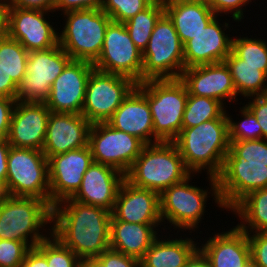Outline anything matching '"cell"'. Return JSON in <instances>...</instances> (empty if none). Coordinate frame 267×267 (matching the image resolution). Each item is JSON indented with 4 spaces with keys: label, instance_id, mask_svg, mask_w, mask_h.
<instances>
[{
    "label": "cell",
    "instance_id": "40",
    "mask_svg": "<svg viewBox=\"0 0 267 267\" xmlns=\"http://www.w3.org/2000/svg\"><path fill=\"white\" fill-rule=\"evenodd\" d=\"M29 249L23 242L0 239V267H21Z\"/></svg>",
    "mask_w": 267,
    "mask_h": 267
},
{
    "label": "cell",
    "instance_id": "19",
    "mask_svg": "<svg viewBox=\"0 0 267 267\" xmlns=\"http://www.w3.org/2000/svg\"><path fill=\"white\" fill-rule=\"evenodd\" d=\"M50 113L45 103L16 101L8 143L16 148L42 150Z\"/></svg>",
    "mask_w": 267,
    "mask_h": 267
},
{
    "label": "cell",
    "instance_id": "49",
    "mask_svg": "<svg viewBox=\"0 0 267 267\" xmlns=\"http://www.w3.org/2000/svg\"><path fill=\"white\" fill-rule=\"evenodd\" d=\"M7 139H0V183L4 186L7 177V158L10 149Z\"/></svg>",
    "mask_w": 267,
    "mask_h": 267
},
{
    "label": "cell",
    "instance_id": "1",
    "mask_svg": "<svg viewBox=\"0 0 267 267\" xmlns=\"http://www.w3.org/2000/svg\"><path fill=\"white\" fill-rule=\"evenodd\" d=\"M111 212L71 198L52 207L51 234L81 260L110 249Z\"/></svg>",
    "mask_w": 267,
    "mask_h": 267
},
{
    "label": "cell",
    "instance_id": "31",
    "mask_svg": "<svg viewBox=\"0 0 267 267\" xmlns=\"http://www.w3.org/2000/svg\"><path fill=\"white\" fill-rule=\"evenodd\" d=\"M164 14L163 0H155L148 8L124 23L133 43L142 52L147 47L156 22Z\"/></svg>",
    "mask_w": 267,
    "mask_h": 267
},
{
    "label": "cell",
    "instance_id": "36",
    "mask_svg": "<svg viewBox=\"0 0 267 267\" xmlns=\"http://www.w3.org/2000/svg\"><path fill=\"white\" fill-rule=\"evenodd\" d=\"M239 113L243 118L239 122L233 121L232 116L227 113L229 142L262 139V129L254 114L245 105L240 108Z\"/></svg>",
    "mask_w": 267,
    "mask_h": 267
},
{
    "label": "cell",
    "instance_id": "52",
    "mask_svg": "<svg viewBox=\"0 0 267 267\" xmlns=\"http://www.w3.org/2000/svg\"><path fill=\"white\" fill-rule=\"evenodd\" d=\"M6 195L5 191H4V187L3 185L0 183V201L4 198V196Z\"/></svg>",
    "mask_w": 267,
    "mask_h": 267
},
{
    "label": "cell",
    "instance_id": "42",
    "mask_svg": "<svg viewBox=\"0 0 267 267\" xmlns=\"http://www.w3.org/2000/svg\"><path fill=\"white\" fill-rule=\"evenodd\" d=\"M216 15H221L227 13L232 14V18L235 22H241V19H244V9H242V6H246L249 4V2H252L251 0H203ZM220 13V14H219Z\"/></svg>",
    "mask_w": 267,
    "mask_h": 267
},
{
    "label": "cell",
    "instance_id": "5",
    "mask_svg": "<svg viewBox=\"0 0 267 267\" xmlns=\"http://www.w3.org/2000/svg\"><path fill=\"white\" fill-rule=\"evenodd\" d=\"M146 99L152 114L154 143L173 142L182 130L188 99L185 84L180 78L146 80Z\"/></svg>",
    "mask_w": 267,
    "mask_h": 267
},
{
    "label": "cell",
    "instance_id": "4",
    "mask_svg": "<svg viewBox=\"0 0 267 267\" xmlns=\"http://www.w3.org/2000/svg\"><path fill=\"white\" fill-rule=\"evenodd\" d=\"M47 224H52V207L45 200L6 194L0 201V239L23 242L33 248L47 238L40 232H46Z\"/></svg>",
    "mask_w": 267,
    "mask_h": 267
},
{
    "label": "cell",
    "instance_id": "25",
    "mask_svg": "<svg viewBox=\"0 0 267 267\" xmlns=\"http://www.w3.org/2000/svg\"><path fill=\"white\" fill-rule=\"evenodd\" d=\"M199 249L208 258L210 267H249L251 265L247 233L237 226L209 237Z\"/></svg>",
    "mask_w": 267,
    "mask_h": 267
},
{
    "label": "cell",
    "instance_id": "14",
    "mask_svg": "<svg viewBox=\"0 0 267 267\" xmlns=\"http://www.w3.org/2000/svg\"><path fill=\"white\" fill-rule=\"evenodd\" d=\"M217 181L223 209L230 211L250 192L267 188V163H241L228 152Z\"/></svg>",
    "mask_w": 267,
    "mask_h": 267
},
{
    "label": "cell",
    "instance_id": "24",
    "mask_svg": "<svg viewBox=\"0 0 267 267\" xmlns=\"http://www.w3.org/2000/svg\"><path fill=\"white\" fill-rule=\"evenodd\" d=\"M111 214L117 219L129 223L162 224L160 214V194L142 189L124 180L117 193Z\"/></svg>",
    "mask_w": 267,
    "mask_h": 267
},
{
    "label": "cell",
    "instance_id": "43",
    "mask_svg": "<svg viewBox=\"0 0 267 267\" xmlns=\"http://www.w3.org/2000/svg\"><path fill=\"white\" fill-rule=\"evenodd\" d=\"M245 106L254 114L262 129V138L267 140V94L252 96Z\"/></svg>",
    "mask_w": 267,
    "mask_h": 267
},
{
    "label": "cell",
    "instance_id": "13",
    "mask_svg": "<svg viewBox=\"0 0 267 267\" xmlns=\"http://www.w3.org/2000/svg\"><path fill=\"white\" fill-rule=\"evenodd\" d=\"M191 174L184 181L172 185L160 194V214L162 222L167 220L174 229L194 230L204 216L209 187L201 189L190 185ZM183 229V230H182Z\"/></svg>",
    "mask_w": 267,
    "mask_h": 267
},
{
    "label": "cell",
    "instance_id": "11",
    "mask_svg": "<svg viewBox=\"0 0 267 267\" xmlns=\"http://www.w3.org/2000/svg\"><path fill=\"white\" fill-rule=\"evenodd\" d=\"M96 70L119 74L142 82V51L135 46L124 23L111 21L106 28L101 54L93 63Z\"/></svg>",
    "mask_w": 267,
    "mask_h": 267
},
{
    "label": "cell",
    "instance_id": "35",
    "mask_svg": "<svg viewBox=\"0 0 267 267\" xmlns=\"http://www.w3.org/2000/svg\"><path fill=\"white\" fill-rule=\"evenodd\" d=\"M232 51L251 66H267V42L265 39L239 37L232 39Z\"/></svg>",
    "mask_w": 267,
    "mask_h": 267
},
{
    "label": "cell",
    "instance_id": "3",
    "mask_svg": "<svg viewBox=\"0 0 267 267\" xmlns=\"http://www.w3.org/2000/svg\"><path fill=\"white\" fill-rule=\"evenodd\" d=\"M191 174L174 142L160 141L143 147L125 174V180L135 187L161 194Z\"/></svg>",
    "mask_w": 267,
    "mask_h": 267
},
{
    "label": "cell",
    "instance_id": "41",
    "mask_svg": "<svg viewBox=\"0 0 267 267\" xmlns=\"http://www.w3.org/2000/svg\"><path fill=\"white\" fill-rule=\"evenodd\" d=\"M253 234V235H252ZM247 233L251 250V265L267 267V231Z\"/></svg>",
    "mask_w": 267,
    "mask_h": 267
},
{
    "label": "cell",
    "instance_id": "34",
    "mask_svg": "<svg viewBox=\"0 0 267 267\" xmlns=\"http://www.w3.org/2000/svg\"><path fill=\"white\" fill-rule=\"evenodd\" d=\"M48 237L36 248L46 257L49 267H82V260L68 247L62 244L49 229ZM51 238V239H50Z\"/></svg>",
    "mask_w": 267,
    "mask_h": 267
},
{
    "label": "cell",
    "instance_id": "30",
    "mask_svg": "<svg viewBox=\"0 0 267 267\" xmlns=\"http://www.w3.org/2000/svg\"><path fill=\"white\" fill-rule=\"evenodd\" d=\"M231 212L241 220L236 225L240 230L246 233L267 231V188L250 192Z\"/></svg>",
    "mask_w": 267,
    "mask_h": 267
},
{
    "label": "cell",
    "instance_id": "20",
    "mask_svg": "<svg viewBox=\"0 0 267 267\" xmlns=\"http://www.w3.org/2000/svg\"><path fill=\"white\" fill-rule=\"evenodd\" d=\"M92 124L82 115L51 112L44 140L47 159L88 145Z\"/></svg>",
    "mask_w": 267,
    "mask_h": 267
},
{
    "label": "cell",
    "instance_id": "21",
    "mask_svg": "<svg viewBox=\"0 0 267 267\" xmlns=\"http://www.w3.org/2000/svg\"><path fill=\"white\" fill-rule=\"evenodd\" d=\"M107 123L137 137L145 145L154 143L152 114L146 99V80L137 83Z\"/></svg>",
    "mask_w": 267,
    "mask_h": 267
},
{
    "label": "cell",
    "instance_id": "37",
    "mask_svg": "<svg viewBox=\"0 0 267 267\" xmlns=\"http://www.w3.org/2000/svg\"><path fill=\"white\" fill-rule=\"evenodd\" d=\"M229 152L241 163H267V140L232 141Z\"/></svg>",
    "mask_w": 267,
    "mask_h": 267
},
{
    "label": "cell",
    "instance_id": "46",
    "mask_svg": "<svg viewBox=\"0 0 267 267\" xmlns=\"http://www.w3.org/2000/svg\"><path fill=\"white\" fill-rule=\"evenodd\" d=\"M56 0H7L9 7L53 11Z\"/></svg>",
    "mask_w": 267,
    "mask_h": 267
},
{
    "label": "cell",
    "instance_id": "50",
    "mask_svg": "<svg viewBox=\"0 0 267 267\" xmlns=\"http://www.w3.org/2000/svg\"><path fill=\"white\" fill-rule=\"evenodd\" d=\"M8 10L7 0H0V39L7 36Z\"/></svg>",
    "mask_w": 267,
    "mask_h": 267
},
{
    "label": "cell",
    "instance_id": "45",
    "mask_svg": "<svg viewBox=\"0 0 267 267\" xmlns=\"http://www.w3.org/2000/svg\"><path fill=\"white\" fill-rule=\"evenodd\" d=\"M16 99L0 97V139H7Z\"/></svg>",
    "mask_w": 267,
    "mask_h": 267
},
{
    "label": "cell",
    "instance_id": "29",
    "mask_svg": "<svg viewBox=\"0 0 267 267\" xmlns=\"http://www.w3.org/2000/svg\"><path fill=\"white\" fill-rule=\"evenodd\" d=\"M224 62L230 70L237 95L244 98L267 94V66H251L244 64L233 51ZM266 84V85H265Z\"/></svg>",
    "mask_w": 267,
    "mask_h": 267
},
{
    "label": "cell",
    "instance_id": "18",
    "mask_svg": "<svg viewBox=\"0 0 267 267\" xmlns=\"http://www.w3.org/2000/svg\"><path fill=\"white\" fill-rule=\"evenodd\" d=\"M180 80L190 95L218 100L223 105L225 100L230 103L238 101L233 78L225 62L186 68Z\"/></svg>",
    "mask_w": 267,
    "mask_h": 267
},
{
    "label": "cell",
    "instance_id": "33",
    "mask_svg": "<svg viewBox=\"0 0 267 267\" xmlns=\"http://www.w3.org/2000/svg\"><path fill=\"white\" fill-rule=\"evenodd\" d=\"M28 54L17 40L8 36L0 39V65L17 85L26 74Z\"/></svg>",
    "mask_w": 267,
    "mask_h": 267
},
{
    "label": "cell",
    "instance_id": "9",
    "mask_svg": "<svg viewBox=\"0 0 267 267\" xmlns=\"http://www.w3.org/2000/svg\"><path fill=\"white\" fill-rule=\"evenodd\" d=\"M72 58L60 45L47 50L30 51L26 74L17 86L16 101L44 103L51 86Z\"/></svg>",
    "mask_w": 267,
    "mask_h": 267
},
{
    "label": "cell",
    "instance_id": "8",
    "mask_svg": "<svg viewBox=\"0 0 267 267\" xmlns=\"http://www.w3.org/2000/svg\"><path fill=\"white\" fill-rule=\"evenodd\" d=\"M142 58V82L149 79H179L185 69L183 44L165 13L156 22Z\"/></svg>",
    "mask_w": 267,
    "mask_h": 267
},
{
    "label": "cell",
    "instance_id": "28",
    "mask_svg": "<svg viewBox=\"0 0 267 267\" xmlns=\"http://www.w3.org/2000/svg\"><path fill=\"white\" fill-rule=\"evenodd\" d=\"M170 238L162 240L158 236L140 260V267H185L199 249L198 242L191 237Z\"/></svg>",
    "mask_w": 267,
    "mask_h": 267
},
{
    "label": "cell",
    "instance_id": "39",
    "mask_svg": "<svg viewBox=\"0 0 267 267\" xmlns=\"http://www.w3.org/2000/svg\"><path fill=\"white\" fill-rule=\"evenodd\" d=\"M82 267H140V261L123 253L108 249L98 257L82 260Z\"/></svg>",
    "mask_w": 267,
    "mask_h": 267
},
{
    "label": "cell",
    "instance_id": "6",
    "mask_svg": "<svg viewBox=\"0 0 267 267\" xmlns=\"http://www.w3.org/2000/svg\"><path fill=\"white\" fill-rule=\"evenodd\" d=\"M59 33V45L73 60L94 63L101 54L105 31L112 19L102 9L69 11Z\"/></svg>",
    "mask_w": 267,
    "mask_h": 267
},
{
    "label": "cell",
    "instance_id": "47",
    "mask_svg": "<svg viewBox=\"0 0 267 267\" xmlns=\"http://www.w3.org/2000/svg\"><path fill=\"white\" fill-rule=\"evenodd\" d=\"M17 86L0 65V97L15 99Z\"/></svg>",
    "mask_w": 267,
    "mask_h": 267
},
{
    "label": "cell",
    "instance_id": "2",
    "mask_svg": "<svg viewBox=\"0 0 267 267\" xmlns=\"http://www.w3.org/2000/svg\"><path fill=\"white\" fill-rule=\"evenodd\" d=\"M173 142L192 174L207 170L211 196L218 207L223 208L217 176L229 152L228 119H212L191 128H182Z\"/></svg>",
    "mask_w": 267,
    "mask_h": 267
},
{
    "label": "cell",
    "instance_id": "17",
    "mask_svg": "<svg viewBox=\"0 0 267 267\" xmlns=\"http://www.w3.org/2000/svg\"><path fill=\"white\" fill-rule=\"evenodd\" d=\"M93 63L71 60L51 86L44 102L51 112L81 114L85 101L86 85Z\"/></svg>",
    "mask_w": 267,
    "mask_h": 267
},
{
    "label": "cell",
    "instance_id": "10",
    "mask_svg": "<svg viewBox=\"0 0 267 267\" xmlns=\"http://www.w3.org/2000/svg\"><path fill=\"white\" fill-rule=\"evenodd\" d=\"M136 86L127 76L94 69L87 81L81 114L91 124L107 122Z\"/></svg>",
    "mask_w": 267,
    "mask_h": 267
},
{
    "label": "cell",
    "instance_id": "32",
    "mask_svg": "<svg viewBox=\"0 0 267 267\" xmlns=\"http://www.w3.org/2000/svg\"><path fill=\"white\" fill-rule=\"evenodd\" d=\"M224 108L218 100L188 94L182 128H191L212 119H228Z\"/></svg>",
    "mask_w": 267,
    "mask_h": 267
},
{
    "label": "cell",
    "instance_id": "7",
    "mask_svg": "<svg viewBox=\"0 0 267 267\" xmlns=\"http://www.w3.org/2000/svg\"><path fill=\"white\" fill-rule=\"evenodd\" d=\"M3 187L7 195L37 197L50 205L49 162L43 151L10 146Z\"/></svg>",
    "mask_w": 267,
    "mask_h": 267
},
{
    "label": "cell",
    "instance_id": "51",
    "mask_svg": "<svg viewBox=\"0 0 267 267\" xmlns=\"http://www.w3.org/2000/svg\"><path fill=\"white\" fill-rule=\"evenodd\" d=\"M185 267H210L208 258L198 249L188 260Z\"/></svg>",
    "mask_w": 267,
    "mask_h": 267
},
{
    "label": "cell",
    "instance_id": "12",
    "mask_svg": "<svg viewBox=\"0 0 267 267\" xmlns=\"http://www.w3.org/2000/svg\"><path fill=\"white\" fill-rule=\"evenodd\" d=\"M88 146L94 162L112 166L125 175L145 144L137 137L101 122L92 124Z\"/></svg>",
    "mask_w": 267,
    "mask_h": 267
},
{
    "label": "cell",
    "instance_id": "48",
    "mask_svg": "<svg viewBox=\"0 0 267 267\" xmlns=\"http://www.w3.org/2000/svg\"><path fill=\"white\" fill-rule=\"evenodd\" d=\"M21 267H49L46 257L36 248H30L25 257Z\"/></svg>",
    "mask_w": 267,
    "mask_h": 267
},
{
    "label": "cell",
    "instance_id": "44",
    "mask_svg": "<svg viewBox=\"0 0 267 267\" xmlns=\"http://www.w3.org/2000/svg\"><path fill=\"white\" fill-rule=\"evenodd\" d=\"M102 5L103 0H56L54 12L60 10L64 14L69 11L101 9Z\"/></svg>",
    "mask_w": 267,
    "mask_h": 267
},
{
    "label": "cell",
    "instance_id": "38",
    "mask_svg": "<svg viewBox=\"0 0 267 267\" xmlns=\"http://www.w3.org/2000/svg\"><path fill=\"white\" fill-rule=\"evenodd\" d=\"M155 0H103L101 9L114 22L125 23Z\"/></svg>",
    "mask_w": 267,
    "mask_h": 267
},
{
    "label": "cell",
    "instance_id": "27",
    "mask_svg": "<svg viewBox=\"0 0 267 267\" xmlns=\"http://www.w3.org/2000/svg\"><path fill=\"white\" fill-rule=\"evenodd\" d=\"M161 224H139L117 220L113 215L110 220V249L138 259L157 239ZM157 230V231H156Z\"/></svg>",
    "mask_w": 267,
    "mask_h": 267
},
{
    "label": "cell",
    "instance_id": "23",
    "mask_svg": "<svg viewBox=\"0 0 267 267\" xmlns=\"http://www.w3.org/2000/svg\"><path fill=\"white\" fill-rule=\"evenodd\" d=\"M218 17L216 15L202 31L193 36L183 46L185 69L198 65L224 62L225 58L231 53L233 37H228L224 32L230 27L229 23L225 21L221 25L218 22Z\"/></svg>",
    "mask_w": 267,
    "mask_h": 267
},
{
    "label": "cell",
    "instance_id": "22",
    "mask_svg": "<svg viewBox=\"0 0 267 267\" xmlns=\"http://www.w3.org/2000/svg\"><path fill=\"white\" fill-rule=\"evenodd\" d=\"M125 175L116 168L92 162L83 175L81 185L71 199L112 212Z\"/></svg>",
    "mask_w": 267,
    "mask_h": 267
},
{
    "label": "cell",
    "instance_id": "16",
    "mask_svg": "<svg viewBox=\"0 0 267 267\" xmlns=\"http://www.w3.org/2000/svg\"><path fill=\"white\" fill-rule=\"evenodd\" d=\"M49 162L50 206L71 198L79 189L83 175L93 162L90 147L51 156Z\"/></svg>",
    "mask_w": 267,
    "mask_h": 267
},
{
    "label": "cell",
    "instance_id": "26",
    "mask_svg": "<svg viewBox=\"0 0 267 267\" xmlns=\"http://www.w3.org/2000/svg\"><path fill=\"white\" fill-rule=\"evenodd\" d=\"M164 13L172 21L183 46L216 16L203 0H163Z\"/></svg>",
    "mask_w": 267,
    "mask_h": 267
},
{
    "label": "cell",
    "instance_id": "15",
    "mask_svg": "<svg viewBox=\"0 0 267 267\" xmlns=\"http://www.w3.org/2000/svg\"><path fill=\"white\" fill-rule=\"evenodd\" d=\"M48 12L52 11L9 7L7 36L17 40L28 52L59 45L58 29L45 18Z\"/></svg>",
    "mask_w": 267,
    "mask_h": 267
}]
</instances>
